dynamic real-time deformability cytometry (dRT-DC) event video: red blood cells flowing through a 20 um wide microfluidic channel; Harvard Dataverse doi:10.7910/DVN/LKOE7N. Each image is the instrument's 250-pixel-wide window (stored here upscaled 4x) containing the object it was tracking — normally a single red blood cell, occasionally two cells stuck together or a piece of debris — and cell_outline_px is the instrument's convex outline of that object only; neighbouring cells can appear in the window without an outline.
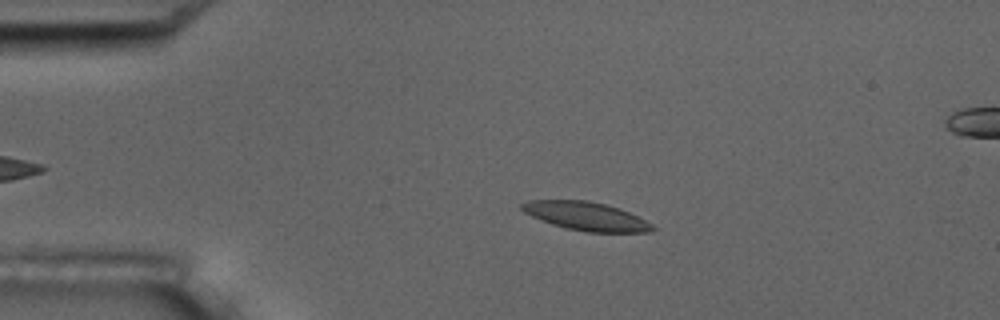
{"species": "common noctule bat (a hibernating species)", "species_latin": "Nyctalus noctula", "temperature_condition": "room temperature", "stored_images_in_passage": 6, "camera_frame_rate_fps": 3000, "um_per_image_px": 0.085, "animal": {"sex": "male", "body_mass_g": 17.5, "forearm_length_mm": 52.3}, "frame": {"image": 1, "passage_image": 3, "time_ms": 2.333, "image_size_px": [1000, 320], "cell_outline_px": [[656, 228], [652, 232], [588, 232], [564, 228], [552, 224], [532, 216], [524, 212], [520, 208], [520, 204], [528, 200], [588, 200], [620, 208], [652, 224]], "centroid_in_image_um": [49.8, 18.37], "position_along_channel_um": 35.2, "area_um2": 21.62}}